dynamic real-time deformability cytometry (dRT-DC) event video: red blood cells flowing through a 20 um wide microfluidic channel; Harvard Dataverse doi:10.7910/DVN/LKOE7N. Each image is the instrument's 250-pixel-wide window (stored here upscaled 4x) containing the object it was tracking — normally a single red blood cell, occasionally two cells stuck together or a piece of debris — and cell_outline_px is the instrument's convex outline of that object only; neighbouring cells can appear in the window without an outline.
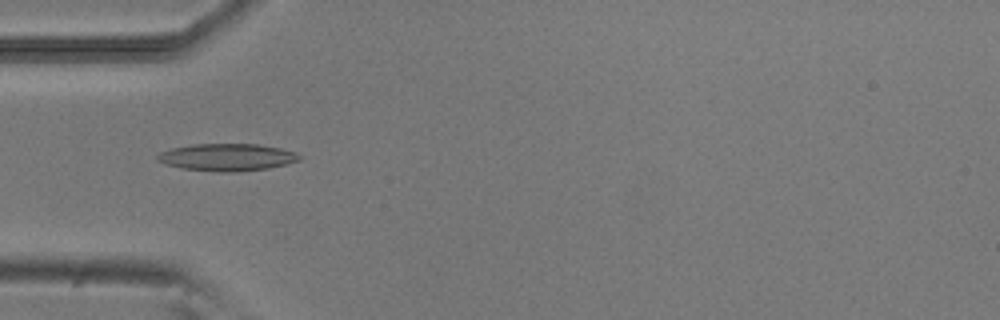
{"species": "common noctule bat (a hibernating species)", "species_latin": "Nyctalus noctula", "temperature_condition": "room temperature", "stored_images_in_passage": 33, "camera_frame_rate_fps": 3000, "um_per_image_px": 0.085, "animal": {"sex": "male", "body_mass_g": 20.5, "forearm_length_mm": 52.5}, "frame": {"image": 1, "passage_image": 2, "time_ms": 0.333, "image_size_px": [1000, 320], "cell_outline_px": [[300, 160], [268, 168], [236, 172], [216, 172], [180, 168], [164, 164], [156, 160], [156, 156], [160, 152], [172, 148], [192, 144], [256, 144], [280, 148], [296, 152], [300, 156]], "centroid_in_image_um": [19.25, 13.37], "position_along_channel_um": 65.8, "area_um2": 22.6}}
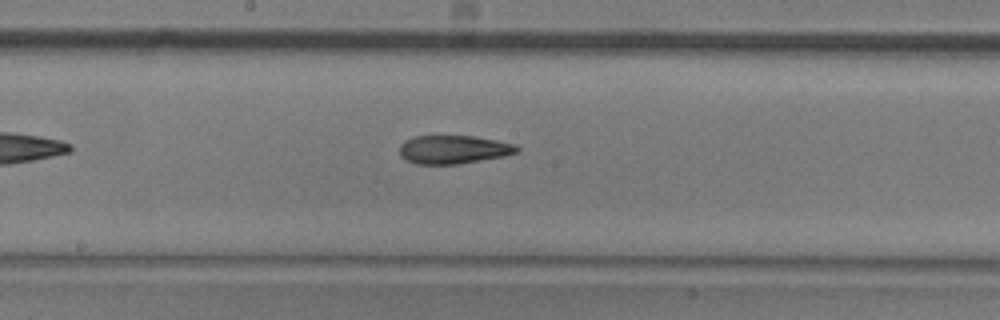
{"frame": {"image": 2, "passage_image": 13, "time_ms": 4.0, "image_size_px": [1000, 320], "cell_outline_px": [[520, 148], [516, 152], [504, 156], [456, 164], [416, 164], [404, 160], [400, 156], [400, 144], [404, 140], [416, 136], [472, 136], [496, 140], [516, 144]], "centroid_in_image_um": [38.51, 12.71], "position_along_channel_um": 209.7, "area_um2": 19.42}}
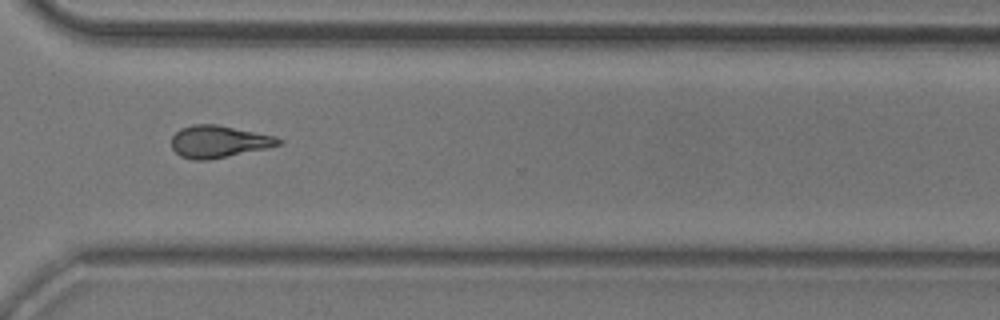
{"frame": {"image": 3, "passage_image": 24, "time_ms": 7.667, "image_size_px": [1000, 320], "cell_outline_px": [[284, 144], [268, 148], [208, 160], [192, 160], [180, 156], [172, 148], [172, 136], [180, 128], [192, 124], [216, 124], [276, 136], [284, 140]], "centroid_in_image_um": [18.62, 12.03], "position_along_channel_um": 352.0, "area_um2": 20.23}, "authors_computed_cell_mechanics": {"area_um2": 19.5364, "velocity_mm_per_s": 3.9005, "shape_relaxation_time_tau1_ms": 6.2173, "shape_relaxation_time_tau2_ms": 3.55, "deformation_change_tau1": 0.188, "deformation_change_tau2": 0.1323}}